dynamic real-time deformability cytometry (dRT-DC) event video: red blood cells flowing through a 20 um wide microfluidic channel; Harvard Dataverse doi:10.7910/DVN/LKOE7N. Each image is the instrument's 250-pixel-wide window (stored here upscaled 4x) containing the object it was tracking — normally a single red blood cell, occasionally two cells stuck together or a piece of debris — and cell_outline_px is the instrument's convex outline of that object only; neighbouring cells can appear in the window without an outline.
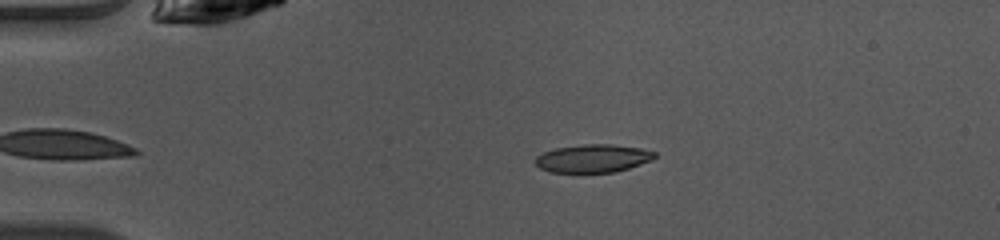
{"species": "common noctule bat (a hibernating species)", "species_latin": "Nyctalus noctula", "temperature_condition": "warm", "stored_images_in_passage": 34, "camera_frame_rate_fps": 3000, "um_per_image_px": 0.085, "animal": {"sex": "female", "body_mass_g": 10.0, "forearm_length_mm": 53.1}, "frame": {"image": 1, "passage_image": 1, "time_ms": 0.0, "image_size_px": [1000, 240], "cell_outline_px": [[656, 156], [652, 160], [616, 172], [552, 172], [540, 168], [536, 164], [536, 156], [544, 152], [556, 148], [584, 144], [612, 144], [640, 148], [656, 152]], "centroid_in_image_um": [50.42, 13.46], "position_along_channel_um": 34.6, "area_um2": 19.36}}
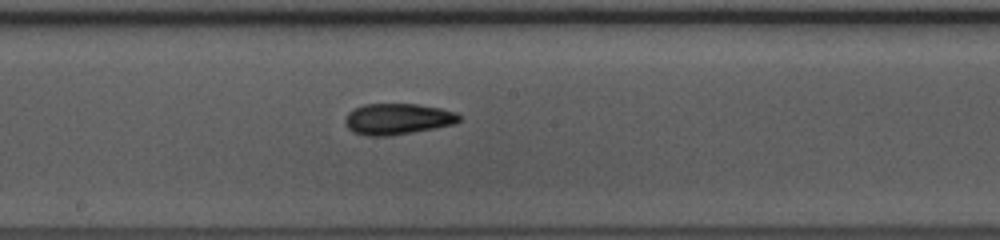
{"frame": {"image": 2, "passage_image": 17, "time_ms": 5.333, "image_size_px": [1000, 240], "cell_outline_px": [[460, 120], [456, 124], [436, 128], [388, 136], [368, 136], [352, 132], [344, 124], [344, 120], [348, 112], [364, 104], [416, 104], [440, 108], [456, 112], [460, 116]], "centroid_in_image_um": [33.79, 10.12], "position_along_channel_um": 214.4, "area_um2": 20.75}}
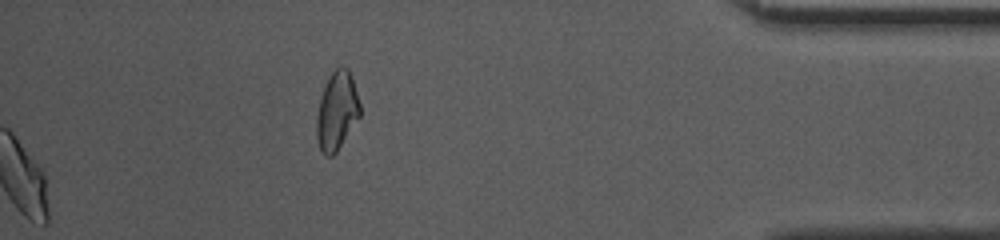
{"frame": {"image": 3, "passage_image": 34, "time_ms": 11.0, "image_size_px": [1000, 240], "cell_outline_px": [[360, 116], [336, 152], [332, 156], [324, 156], [320, 148], [316, 136], [316, 116], [320, 100], [324, 88], [332, 72], [340, 64], [348, 68], [360, 104]], "centroid_in_image_um": [28.62, 9.44], "position_along_channel_um": 406.6, "area_um2": 19.54}, "authors_computed_cell_mechanics": {"area_um2": 20.1722, "velocity_mm_per_s": 4.0934, "shape_relaxation_time_tau1_ms": 5.7599, "shape_relaxation_time_tau2_ms": 2.359, "deformation_change_tau1": 0.1636, "deformation_change_tau2": 0.0885}}